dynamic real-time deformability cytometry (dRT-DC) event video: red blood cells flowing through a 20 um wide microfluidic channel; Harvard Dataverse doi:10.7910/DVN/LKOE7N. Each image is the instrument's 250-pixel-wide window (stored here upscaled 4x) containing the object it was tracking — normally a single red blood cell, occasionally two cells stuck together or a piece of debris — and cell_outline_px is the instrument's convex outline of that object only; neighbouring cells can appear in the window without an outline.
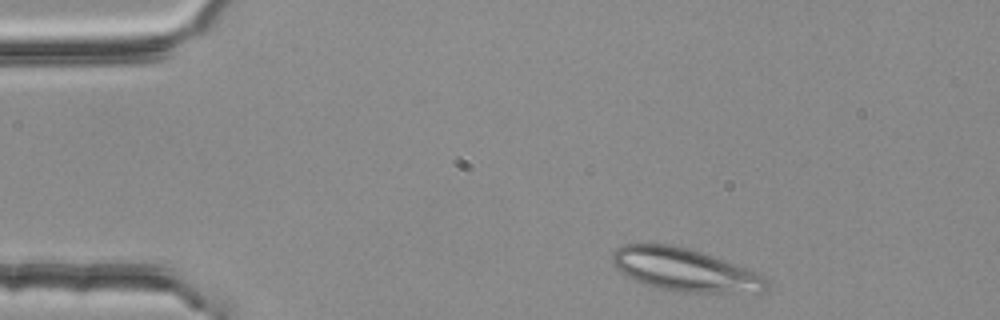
{"species": "common noctule bat (a hibernating species)", "species_latin": "Nyctalus noctula", "temperature_condition": "room temperature", "stored_images_in_passage": 2, "camera_frame_rate_fps": 3000, "um_per_image_px": 0.085, "animal": {"sex": "female", "body_mass_g": 25.1}, "frame": {"image": 1, "passage_image": 1, "time_ms": 0.0, "image_size_px": [1000, 320], "cell_outline_px": [[768, 288], [764, 292], [680, 292], [660, 288], [644, 284], [628, 276], [616, 268], [612, 264], [612, 252], [616, 248], [624, 244], [652, 240], [692, 248], [748, 268], [764, 276], [768, 280]], "centroid_in_image_um": [58.17, 22.88], "position_along_channel_um": 26.8, "area_um2": 39.42}}